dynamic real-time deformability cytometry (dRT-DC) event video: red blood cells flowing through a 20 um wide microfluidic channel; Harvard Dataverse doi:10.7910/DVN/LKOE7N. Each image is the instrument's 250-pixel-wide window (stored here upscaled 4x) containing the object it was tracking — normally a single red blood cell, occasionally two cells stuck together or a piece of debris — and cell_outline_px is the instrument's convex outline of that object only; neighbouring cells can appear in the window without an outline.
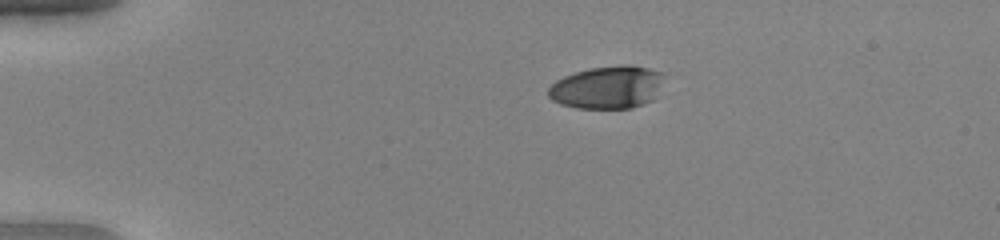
{"species": "human", "species_latin": "Homo sapiens", "temperature_condition": "warm", "stored_images_in_passage": 4, "camera_frame_rate_fps": 3000, "um_per_image_px": 0.085, "donor": {"sex": "female"}, "frame": {"image": 1, "passage_image": 1, "time_ms": 0.0, "image_size_px": [1000, 240], "cell_outline_px": [[664, 72], [656, 96], [652, 100], [632, 108], [576, 108], [560, 104], [552, 100], [548, 96], [548, 88], [556, 80], [564, 76], [576, 72], [592, 68], [620, 64], [632, 64]], "centroid_in_image_um": [51.62, 7.41], "position_along_channel_um": 33.4, "area_um2": 28.9}}